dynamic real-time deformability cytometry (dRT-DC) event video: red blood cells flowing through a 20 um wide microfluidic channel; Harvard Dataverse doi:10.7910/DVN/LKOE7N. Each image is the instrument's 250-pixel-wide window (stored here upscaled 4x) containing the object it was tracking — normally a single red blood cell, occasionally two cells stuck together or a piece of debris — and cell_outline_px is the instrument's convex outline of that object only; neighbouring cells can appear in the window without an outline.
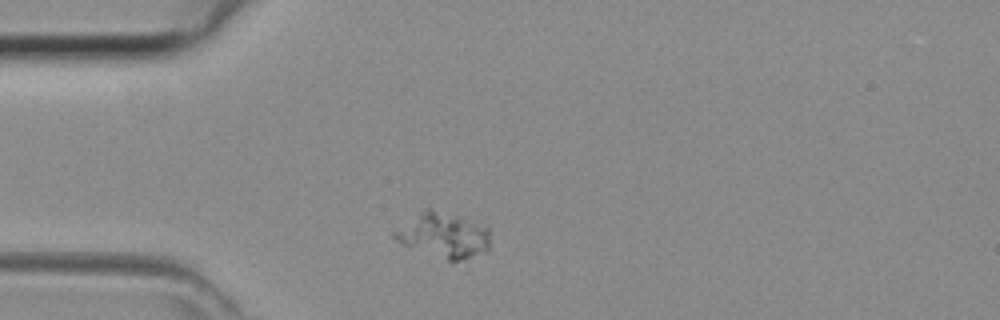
{"species": "common noctule bat (a hibernating species)", "species_latin": "Nyctalus noctula", "temperature_condition": "room temperature", "stored_images_in_passage": 34, "camera_frame_rate_fps": 3000, "um_per_image_px": 0.085, "animal": {"sex": "female", "body_mass_g": 29.2, "forearm_length_mm": 56.3}, "frame": {"image": 1, "passage_image": 1, "time_ms": 0.0, "image_size_px": [1000, 320], "cell_outline_px": [[488, 252], [464, 260], [448, 260], [404, 244], [396, 240], [392, 236], [392, 232], [424, 208], [432, 208], [488, 224]], "centroid_in_image_um": [37.76, 19.96], "position_along_channel_um": 47.2, "area_um2": 25.14}}
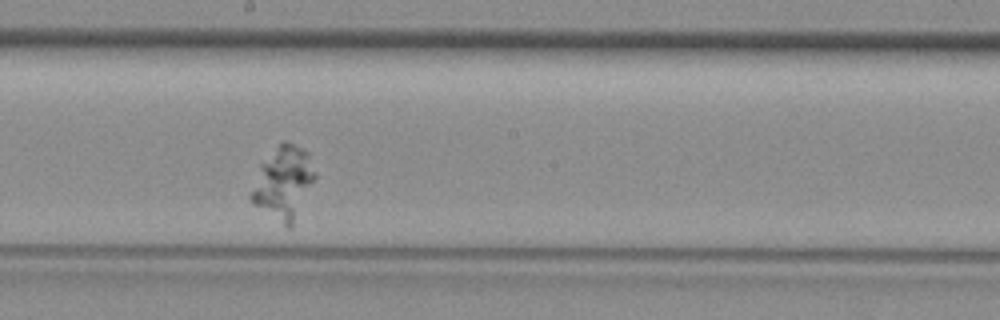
{"frame": {"image": 2, "passage_image": 14, "time_ms": 4.333, "image_size_px": [1000, 320], "cell_outline_px": [[316, 176], [292, 228], [284, 228], [252, 204], [248, 196], [260, 164], [280, 140], [288, 140], [308, 152], [316, 172]], "centroid_in_image_um": [24.07, 15.56], "position_along_channel_um": 224.1, "area_um2": 27.8}}
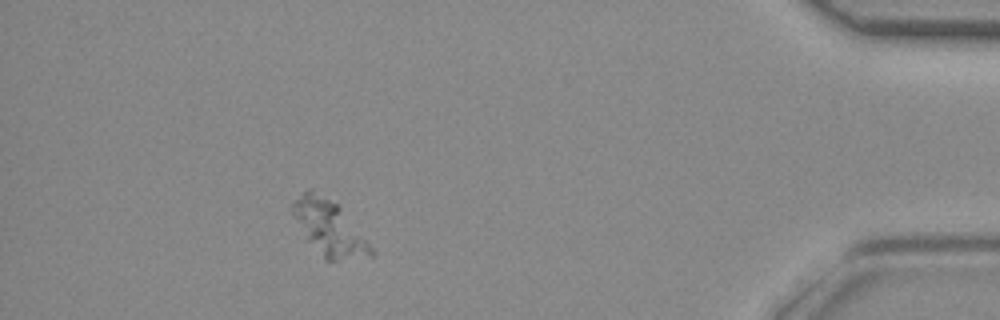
{"frame": {"image": 3, "passage_image": 30, "time_ms": 9.667, "image_size_px": [1000, 320], "cell_outline_px": [[376, 256], [336, 260], [324, 260], [308, 240], [292, 216], [292, 204], [304, 192], [312, 188], [340, 204], [376, 252]], "centroid_in_image_um": [28.02, 19.36], "position_along_channel_um": 407.2, "area_um2": 25.26}}